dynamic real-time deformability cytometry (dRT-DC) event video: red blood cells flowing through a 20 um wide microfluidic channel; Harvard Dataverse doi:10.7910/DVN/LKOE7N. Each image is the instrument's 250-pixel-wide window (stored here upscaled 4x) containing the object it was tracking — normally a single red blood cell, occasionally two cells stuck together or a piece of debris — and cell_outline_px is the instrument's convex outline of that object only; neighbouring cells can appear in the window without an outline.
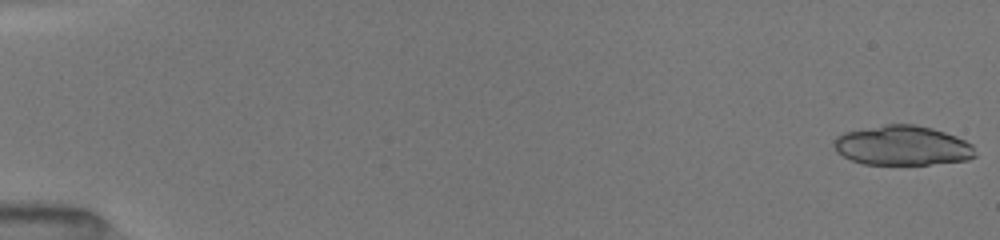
{"species": "common noctule bat (a hibernating species)", "species_latin": "Nyctalus noctula", "temperature_condition": "room temperature", "stored_images_in_passage": 35, "camera_frame_rate_fps": 3000, "um_per_image_px": 0.085, "animal": {"sex": "female", "body_mass_g": 19.5, "forearm_length_mm": 54.1}, "frame": {"image": 1, "passage_image": 1, "time_ms": 0.0, "image_size_px": [1000, 240], "cell_outline_px": [[976, 156], [968, 160], [928, 164], [864, 164], [852, 160], [836, 152], [832, 144], [836, 136], [844, 132], [884, 124], [916, 124], [932, 128], [956, 136], [972, 144]], "centroid_in_image_um": [76.68, 12.36], "position_along_channel_um": 8.3, "area_um2": 32.71}}